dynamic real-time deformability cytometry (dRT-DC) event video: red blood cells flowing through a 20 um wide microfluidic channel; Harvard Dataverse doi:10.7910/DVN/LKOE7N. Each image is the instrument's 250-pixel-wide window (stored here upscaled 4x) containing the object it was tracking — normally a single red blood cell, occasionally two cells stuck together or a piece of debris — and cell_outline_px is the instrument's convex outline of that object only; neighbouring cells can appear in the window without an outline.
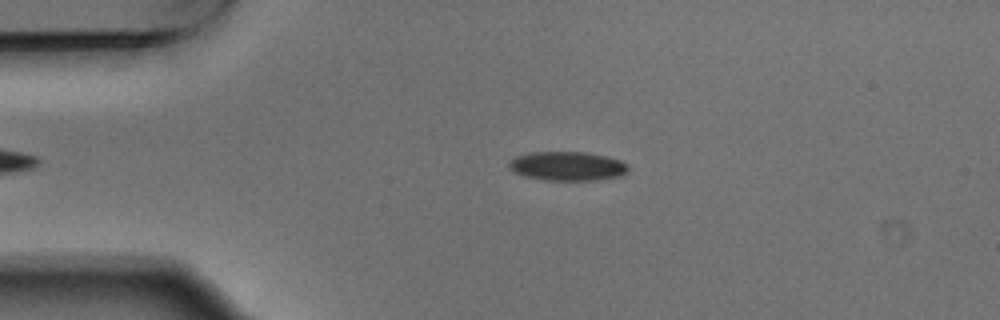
{"species": "Egyptian fruit bat (a non-hibernating species)", "species_latin": "Rousettus aegyptiacus", "temperature_condition": "warm", "stored_images_in_passage": 4, "camera_frame_rate_fps": 3000, "um_per_image_px": 0.085, "animal": {"sex": "male"}, "frame": {"image": 1, "passage_image": 3, "time_ms": 0.667, "image_size_px": [1000, 320], "cell_outline_px": [[628, 172], [620, 176], [596, 180], [544, 180], [524, 176], [508, 168], [508, 160], [516, 156], [532, 152], [584, 152], [604, 156], [620, 160], [628, 164]], "centroid_in_image_um": [48.21, 14.12], "position_along_channel_um": 36.8, "area_um2": 20.23}}